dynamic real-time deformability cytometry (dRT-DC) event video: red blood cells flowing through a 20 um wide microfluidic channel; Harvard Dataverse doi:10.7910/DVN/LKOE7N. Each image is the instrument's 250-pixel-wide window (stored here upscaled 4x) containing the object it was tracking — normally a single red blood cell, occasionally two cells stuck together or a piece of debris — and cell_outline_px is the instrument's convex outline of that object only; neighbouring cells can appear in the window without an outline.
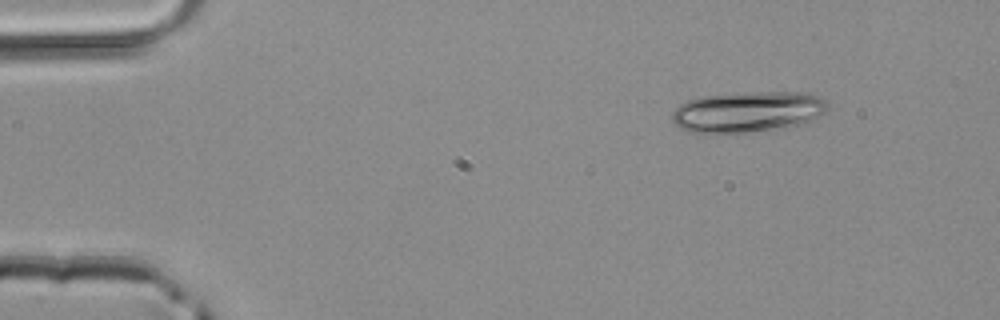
{"species": "common noctule bat (a hibernating species)", "species_latin": "Nyctalus noctula", "temperature_condition": "room temperature", "stored_images_in_passage": 3, "camera_frame_rate_fps": 3000, "um_per_image_px": 0.085, "animal": {"sex": "male", "body_mass_g": 20.4}, "frame": {"image": 1, "passage_image": 1, "time_ms": 0.0, "image_size_px": [1000, 320], "cell_outline_px": [[828, 108], [824, 112], [804, 124], [784, 128], [744, 132], [688, 132], [680, 128], [672, 120], [672, 112], [680, 104], [688, 100], [704, 96], [756, 92], [808, 92], [820, 96], [828, 104]], "centroid_in_image_um": [63.59, 9.5], "position_along_channel_um": 21.4, "area_um2": 36.82}}
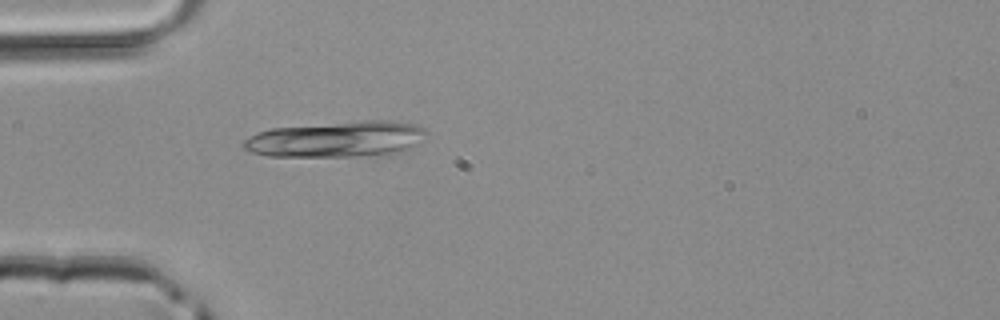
{"frame": {"image": 2, "passage_image": 3, "time_ms": 0.667, "image_size_px": [1000, 320], "cell_outline_px": [[428, 132], [416, 144], [404, 152], [392, 156], [268, 156], [252, 152], [244, 148], [240, 144], [248, 136], [256, 132], [272, 128], [360, 120], [392, 120], [412, 124], [424, 128]], "centroid_in_image_um": [28.64, 11.84], "position_along_channel_um": 56.4, "area_um2": 38.84}}